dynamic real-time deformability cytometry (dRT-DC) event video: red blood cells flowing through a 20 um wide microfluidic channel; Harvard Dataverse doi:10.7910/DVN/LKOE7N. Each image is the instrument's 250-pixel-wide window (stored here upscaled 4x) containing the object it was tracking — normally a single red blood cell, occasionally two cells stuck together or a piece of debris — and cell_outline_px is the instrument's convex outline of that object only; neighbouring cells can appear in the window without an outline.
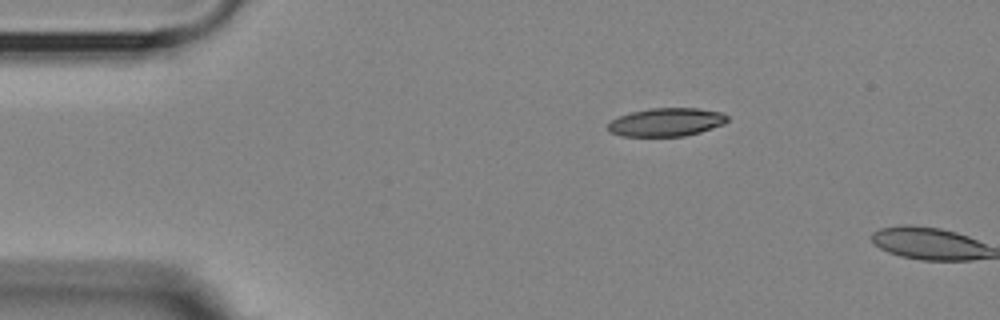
{"species": "Egyptian fruit bat (a non-hibernating species)", "species_latin": "Rousettus aegyptiacus", "temperature_condition": "room temperature", "stored_images_in_passage": 2, "camera_frame_rate_fps": 3000, "um_per_image_px": 0.085, "animal": {"sex": "female"}, "frame": {"image": 1, "passage_image": 1, "time_ms": 0.0, "image_size_px": [1000, 320], "cell_outline_px": [[728, 120], [724, 124], [700, 132], [684, 136], [620, 136], [608, 132], [608, 124], [612, 120], [620, 116], [632, 112], [648, 108], [696, 108], [720, 112], [728, 116]], "centroid_in_image_um": [56.63, 10.38], "position_along_channel_um": 28.4, "area_um2": 19.65}}